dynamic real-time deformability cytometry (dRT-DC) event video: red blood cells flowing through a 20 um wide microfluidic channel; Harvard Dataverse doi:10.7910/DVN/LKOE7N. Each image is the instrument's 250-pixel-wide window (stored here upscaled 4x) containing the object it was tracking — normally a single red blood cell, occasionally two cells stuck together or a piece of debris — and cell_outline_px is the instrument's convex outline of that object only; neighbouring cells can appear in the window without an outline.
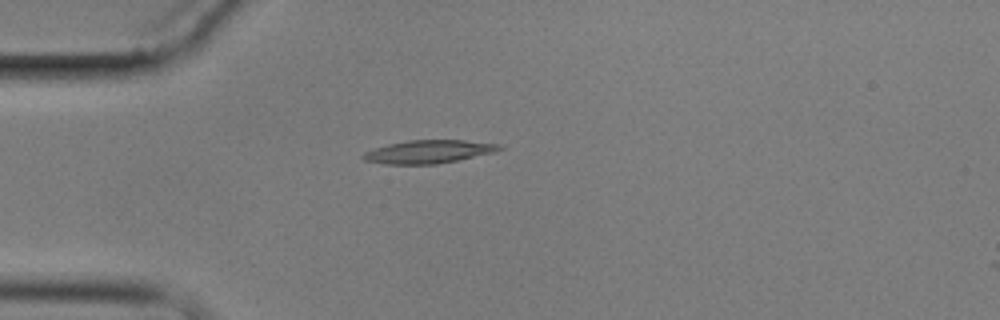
{"species": "common noctule bat (a hibernating species)", "species_latin": "Nyctalus noctula", "temperature_condition": "cold", "stored_images_in_passage": 5, "camera_frame_rate_fps": 3000, "um_per_image_px": 0.085, "animal": {"sex": "male", "body_mass_g": 17.9}, "frame": {"image": 1, "passage_image": 1, "time_ms": 0.0, "image_size_px": [1000, 320], "cell_outline_px": [[504, 148], [496, 152], [436, 164], [384, 164], [364, 160], [360, 156], [364, 152], [388, 144], [408, 140], [464, 140], [500, 144]], "centroid_in_image_um": [36.44, 12.89], "position_along_channel_um": 48.6, "area_um2": 18.32}}
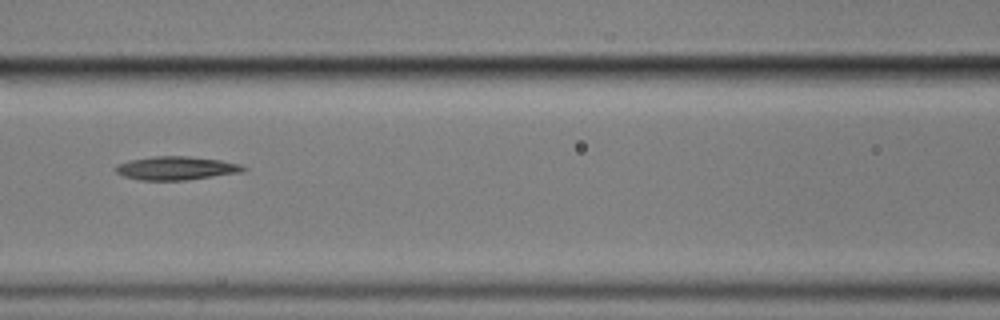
{"frame": {"image": 2, "passage_image": 4, "time_ms": 3.333, "image_size_px": [1000, 320], "cell_outline_px": [[248, 168], [244, 172], [188, 180], [140, 180], [124, 176], [116, 172], [116, 164], [128, 160], [156, 156], [188, 156], [220, 160], [240, 164]], "centroid_in_image_um": [15.0, 14.29], "position_along_channel_um": 151.6, "area_um2": 17.57}}
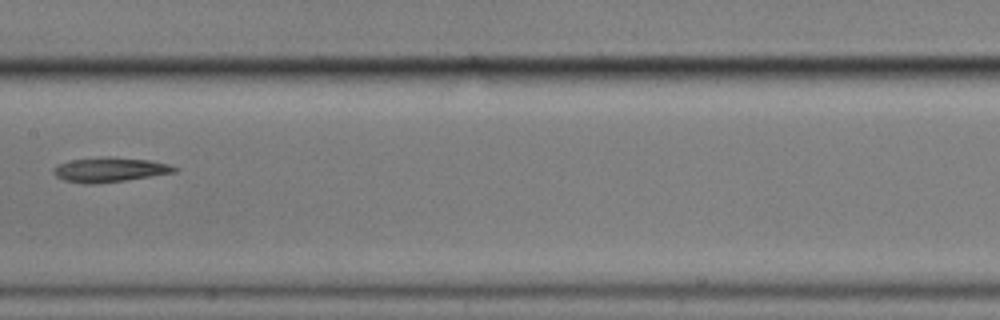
{"frame": {"image": 3, "passage_image": 5, "time_ms": 4.667, "image_size_px": [1000, 320], "cell_outline_px": [[180, 168], [176, 172], [124, 180], [96, 184], [84, 184], [64, 180], [56, 176], [52, 172], [52, 168], [60, 164], [72, 160], [100, 156], [112, 156], [148, 160], [168, 164]], "centroid_in_image_um": [9.31, 14.41], "position_along_channel_um": 198.1, "area_um2": 17.4}}